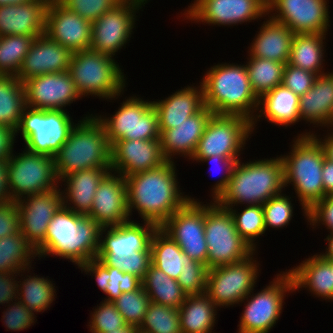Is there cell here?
I'll use <instances>...</instances> for the list:
<instances>
[{
    "label": "cell",
    "instance_id": "18",
    "mask_svg": "<svg viewBox=\"0 0 333 333\" xmlns=\"http://www.w3.org/2000/svg\"><path fill=\"white\" fill-rule=\"evenodd\" d=\"M328 4L329 0H267V14L294 33L328 34Z\"/></svg>",
    "mask_w": 333,
    "mask_h": 333
},
{
    "label": "cell",
    "instance_id": "7",
    "mask_svg": "<svg viewBox=\"0 0 333 333\" xmlns=\"http://www.w3.org/2000/svg\"><path fill=\"white\" fill-rule=\"evenodd\" d=\"M68 71L82 98L91 95L112 102L127 91L124 69L109 55L91 49L73 52Z\"/></svg>",
    "mask_w": 333,
    "mask_h": 333
},
{
    "label": "cell",
    "instance_id": "56",
    "mask_svg": "<svg viewBox=\"0 0 333 333\" xmlns=\"http://www.w3.org/2000/svg\"><path fill=\"white\" fill-rule=\"evenodd\" d=\"M20 233L19 209L16 202L8 200L0 204V239Z\"/></svg>",
    "mask_w": 333,
    "mask_h": 333
},
{
    "label": "cell",
    "instance_id": "16",
    "mask_svg": "<svg viewBox=\"0 0 333 333\" xmlns=\"http://www.w3.org/2000/svg\"><path fill=\"white\" fill-rule=\"evenodd\" d=\"M189 5L179 17L198 25L232 27L267 15V0H194Z\"/></svg>",
    "mask_w": 333,
    "mask_h": 333
},
{
    "label": "cell",
    "instance_id": "43",
    "mask_svg": "<svg viewBox=\"0 0 333 333\" xmlns=\"http://www.w3.org/2000/svg\"><path fill=\"white\" fill-rule=\"evenodd\" d=\"M228 209L233 216L235 228L241 238L252 248L253 251L258 250V244L266 229L264 224V212L262 204L247 205L241 207H224ZM239 211H238V210ZM261 236V237H260ZM258 241V242H257Z\"/></svg>",
    "mask_w": 333,
    "mask_h": 333
},
{
    "label": "cell",
    "instance_id": "8",
    "mask_svg": "<svg viewBox=\"0 0 333 333\" xmlns=\"http://www.w3.org/2000/svg\"><path fill=\"white\" fill-rule=\"evenodd\" d=\"M269 285L254 293L255 288L239 303L244 304L238 333H269L283 312L284 300L293 294V279L290 272L279 271ZM287 294V295H286Z\"/></svg>",
    "mask_w": 333,
    "mask_h": 333
},
{
    "label": "cell",
    "instance_id": "42",
    "mask_svg": "<svg viewBox=\"0 0 333 333\" xmlns=\"http://www.w3.org/2000/svg\"><path fill=\"white\" fill-rule=\"evenodd\" d=\"M245 64L252 91L258 98L282 84L284 63L252 57L248 53Z\"/></svg>",
    "mask_w": 333,
    "mask_h": 333
},
{
    "label": "cell",
    "instance_id": "40",
    "mask_svg": "<svg viewBox=\"0 0 333 333\" xmlns=\"http://www.w3.org/2000/svg\"><path fill=\"white\" fill-rule=\"evenodd\" d=\"M142 287L150 298V302L179 309L186 299L177 280L170 278L152 264L145 273Z\"/></svg>",
    "mask_w": 333,
    "mask_h": 333
},
{
    "label": "cell",
    "instance_id": "61",
    "mask_svg": "<svg viewBox=\"0 0 333 333\" xmlns=\"http://www.w3.org/2000/svg\"><path fill=\"white\" fill-rule=\"evenodd\" d=\"M6 160H0V204L9 200L7 190V167Z\"/></svg>",
    "mask_w": 333,
    "mask_h": 333
},
{
    "label": "cell",
    "instance_id": "33",
    "mask_svg": "<svg viewBox=\"0 0 333 333\" xmlns=\"http://www.w3.org/2000/svg\"><path fill=\"white\" fill-rule=\"evenodd\" d=\"M333 108V71L318 75L310 90L300 96L301 122L324 129Z\"/></svg>",
    "mask_w": 333,
    "mask_h": 333
},
{
    "label": "cell",
    "instance_id": "37",
    "mask_svg": "<svg viewBox=\"0 0 333 333\" xmlns=\"http://www.w3.org/2000/svg\"><path fill=\"white\" fill-rule=\"evenodd\" d=\"M31 269H34V267L24 268L18 273V277L22 278H18V299L25 307L38 315V313H44V311L50 309L53 301H55L54 299L57 298V287H55L54 281L36 275L30 271ZM26 273L30 275H26Z\"/></svg>",
    "mask_w": 333,
    "mask_h": 333
},
{
    "label": "cell",
    "instance_id": "27",
    "mask_svg": "<svg viewBox=\"0 0 333 333\" xmlns=\"http://www.w3.org/2000/svg\"><path fill=\"white\" fill-rule=\"evenodd\" d=\"M198 84L197 86L195 83L191 86H184V88L172 92L168 97L152 101L158 114L160 133L166 129L175 128L205 106L203 87L200 81Z\"/></svg>",
    "mask_w": 333,
    "mask_h": 333
},
{
    "label": "cell",
    "instance_id": "2",
    "mask_svg": "<svg viewBox=\"0 0 333 333\" xmlns=\"http://www.w3.org/2000/svg\"><path fill=\"white\" fill-rule=\"evenodd\" d=\"M101 227L89 216L63 205L48 224L44 242L36 249L38 260L49 256L79 266L97 257Z\"/></svg>",
    "mask_w": 333,
    "mask_h": 333
},
{
    "label": "cell",
    "instance_id": "9",
    "mask_svg": "<svg viewBox=\"0 0 333 333\" xmlns=\"http://www.w3.org/2000/svg\"><path fill=\"white\" fill-rule=\"evenodd\" d=\"M69 115L64 110L27 107L15 131V141L21 133L27 151L54 157L77 124Z\"/></svg>",
    "mask_w": 333,
    "mask_h": 333
},
{
    "label": "cell",
    "instance_id": "47",
    "mask_svg": "<svg viewBox=\"0 0 333 333\" xmlns=\"http://www.w3.org/2000/svg\"><path fill=\"white\" fill-rule=\"evenodd\" d=\"M292 201L291 195H286L283 191L262 205L266 231H270V228L275 230L287 228L294 216Z\"/></svg>",
    "mask_w": 333,
    "mask_h": 333
},
{
    "label": "cell",
    "instance_id": "28",
    "mask_svg": "<svg viewBox=\"0 0 333 333\" xmlns=\"http://www.w3.org/2000/svg\"><path fill=\"white\" fill-rule=\"evenodd\" d=\"M51 0L0 7V36L45 34L46 12Z\"/></svg>",
    "mask_w": 333,
    "mask_h": 333
},
{
    "label": "cell",
    "instance_id": "45",
    "mask_svg": "<svg viewBox=\"0 0 333 333\" xmlns=\"http://www.w3.org/2000/svg\"><path fill=\"white\" fill-rule=\"evenodd\" d=\"M138 330L145 333H181L178 309L150 302Z\"/></svg>",
    "mask_w": 333,
    "mask_h": 333
},
{
    "label": "cell",
    "instance_id": "51",
    "mask_svg": "<svg viewBox=\"0 0 333 333\" xmlns=\"http://www.w3.org/2000/svg\"><path fill=\"white\" fill-rule=\"evenodd\" d=\"M2 312V323L7 328V331H23L30 328L37 321L36 315L28 307H25L22 302L17 299L8 303Z\"/></svg>",
    "mask_w": 333,
    "mask_h": 333
},
{
    "label": "cell",
    "instance_id": "50",
    "mask_svg": "<svg viewBox=\"0 0 333 333\" xmlns=\"http://www.w3.org/2000/svg\"><path fill=\"white\" fill-rule=\"evenodd\" d=\"M183 268L177 282L187 296L206 292L208 268L205 264L191 260L183 262Z\"/></svg>",
    "mask_w": 333,
    "mask_h": 333
},
{
    "label": "cell",
    "instance_id": "63",
    "mask_svg": "<svg viewBox=\"0 0 333 333\" xmlns=\"http://www.w3.org/2000/svg\"><path fill=\"white\" fill-rule=\"evenodd\" d=\"M108 333H138V328L131 324H126L122 328H117V330L108 331Z\"/></svg>",
    "mask_w": 333,
    "mask_h": 333
},
{
    "label": "cell",
    "instance_id": "23",
    "mask_svg": "<svg viewBox=\"0 0 333 333\" xmlns=\"http://www.w3.org/2000/svg\"><path fill=\"white\" fill-rule=\"evenodd\" d=\"M165 162L160 139L118 140L111 145V171L123 177L156 169Z\"/></svg>",
    "mask_w": 333,
    "mask_h": 333
},
{
    "label": "cell",
    "instance_id": "12",
    "mask_svg": "<svg viewBox=\"0 0 333 333\" xmlns=\"http://www.w3.org/2000/svg\"><path fill=\"white\" fill-rule=\"evenodd\" d=\"M132 95L123 99L113 115L95 114L104 126L110 145L118 140L160 139L158 114L152 101Z\"/></svg>",
    "mask_w": 333,
    "mask_h": 333
},
{
    "label": "cell",
    "instance_id": "53",
    "mask_svg": "<svg viewBox=\"0 0 333 333\" xmlns=\"http://www.w3.org/2000/svg\"><path fill=\"white\" fill-rule=\"evenodd\" d=\"M190 160L193 162L196 161L195 163H197V162L198 163L202 162V163H206V164L208 163L211 166L213 165L212 167H214V168L220 167L222 176H219L221 178L217 182H215L214 185L211 186L212 188H211V193H210L211 201H216L221 196V194L226 190L229 180L232 175L234 165L240 159H229V158H225L222 156L214 155V156L207 157V158H191ZM215 171H218V170L216 169Z\"/></svg>",
    "mask_w": 333,
    "mask_h": 333
},
{
    "label": "cell",
    "instance_id": "41",
    "mask_svg": "<svg viewBox=\"0 0 333 333\" xmlns=\"http://www.w3.org/2000/svg\"><path fill=\"white\" fill-rule=\"evenodd\" d=\"M36 249L21 234L7 235L0 239V273H19L37 260Z\"/></svg>",
    "mask_w": 333,
    "mask_h": 333
},
{
    "label": "cell",
    "instance_id": "57",
    "mask_svg": "<svg viewBox=\"0 0 333 333\" xmlns=\"http://www.w3.org/2000/svg\"><path fill=\"white\" fill-rule=\"evenodd\" d=\"M18 299V273H0V305Z\"/></svg>",
    "mask_w": 333,
    "mask_h": 333
},
{
    "label": "cell",
    "instance_id": "67",
    "mask_svg": "<svg viewBox=\"0 0 333 333\" xmlns=\"http://www.w3.org/2000/svg\"><path fill=\"white\" fill-rule=\"evenodd\" d=\"M136 1H139V2L143 3L144 5L147 4L148 2H150V0H136Z\"/></svg>",
    "mask_w": 333,
    "mask_h": 333
},
{
    "label": "cell",
    "instance_id": "29",
    "mask_svg": "<svg viewBox=\"0 0 333 333\" xmlns=\"http://www.w3.org/2000/svg\"><path fill=\"white\" fill-rule=\"evenodd\" d=\"M110 171L111 168H93L64 176L59 181L63 206L87 216L92 210L94 195L99 183Z\"/></svg>",
    "mask_w": 333,
    "mask_h": 333
},
{
    "label": "cell",
    "instance_id": "34",
    "mask_svg": "<svg viewBox=\"0 0 333 333\" xmlns=\"http://www.w3.org/2000/svg\"><path fill=\"white\" fill-rule=\"evenodd\" d=\"M81 273L95 277V283L106 295L104 301L113 302L122 293L132 292L142 286V280L130 273H124L117 268L104 266L97 258L80 264Z\"/></svg>",
    "mask_w": 333,
    "mask_h": 333
},
{
    "label": "cell",
    "instance_id": "32",
    "mask_svg": "<svg viewBox=\"0 0 333 333\" xmlns=\"http://www.w3.org/2000/svg\"><path fill=\"white\" fill-rule=\"evenodd\" d=\"M299 265L290 268L294 292L307 288L309 294L333 302V271L331 265L318 253L308 256Z\"/></svg>",
    "mask_w": 333,
    "mask_h": 333
},
{
    "label": "cell",
    "instance_id": "54",
    "mask_svg": "<svg viewBox=\"0 0 333 333\" xmlns=\"http://www.w3.org/2000/svg\"><path fill=\"white\" fill-rule=\"evenodd\" d=\"M317 75L301 68L285 64L282 84L298 96L305 94L313 86Z\"/></svg>",
    "mask_w": 333,
    "mask_h": 333
},
{
    "label": "cell",
    "instance_id": "17",
    "mask_svg": "<svg viewBox=\"0 0 333 333\" xmlns=\"http://www.w3.org/2000/svg\"><path fill=\"white\" fill-rule=\"evenodd\" d=\"M205 204L189 200L160 227L191 259L207 266L208 248L205 239Z\"/></svg>",
    "mask_w": 333,
    "mask_h": 333
},
{
    "label": "cell",
    "instance_id": "55",
    "mask_svg": "<svg viewBox=\"0 0 333 333\" xmlns=\"http://www.w3.org/2000/svg\"><path fill=\"white\" fill-rule=\"evenodd\" d=\"M306 222L313 228L311 230L325 226L329 233L333 232V195L325 196L308 210Z\"/></svg>",
    "mask_w": 333,
    "mask_h": 333
},
{
    "label": "cell",
    "instance_id": "3",
    "mask_svg": "<svg viewBox=\"0 0 333 333\" xmlns=\"http://www.w3.org/2000/svg\"><path fill=\"white\" fill-rule=\"evenodd\" d=\"M204 75L200 80L204 105L214 114L240 115L250 121L255 118L259 98L252 91L245 62L218 63Z\"/></svg>",
    "mask_w": 333,
    "mask_h": 333
},
{
    "label": "cell",
    "instance_id": "19",
    "mask_svg": "<svg viewBox=\"0 0 333 333\" xmlns=\"http://www.w3.org/2000/svg\"><path fill=\"white\" fill-rule=\"evenodd\" d=\"M27 107L40 110H64L82 100L69 71L48 73L24 82Z\"/></svg>",
    "mask_w": 333,
    "mask_h": 333
},
{
    "label": "cell",
    "instance_id": "25",
    "mask_svg": "<svg viewBox=\"0 0 333 333\" xmlns=\"http://www.w3.org/2000/svg\"><path fill=\"white\" fill-rule=\"evenodd\" d=\"M71 56L67 47L41 34L32 41L16 77L24 83L32 77L68 71Z\"/></svg>",
    "mask_w": 333,
    "mask_h": 333
},
{
    "label": "cell",
    "instance_id": "48",
    "mask_svg": "<svg viewBox=\"0 0 333 333\" xmlns=\"http://www.w3.org/2000/svg\"><path fill=\"white\" fill-rule=\"evenodd\" d=\"M90 313L88 328L91 333H108V331L122 328L127 323L118 312L113 302L102 301Z\"/></svg>",
    "mask_w": 333,
    "mask_h": 333
},
{
    "label": "cell",
    "instance_id": "39",
    "mask_svg": "<svg viewBox=\"0 0 333 333\" xmlns=\"http://www.w3.org/2000/svg\"><path fill=\"white\" fill-rule=\"evenodd\" d=\"M26 108L24 83L16 76L0 75V126L15 132Z\"/></svg>",
    "mask_w": 333,
    "mask_h": 333
},
{
    "label": "cell",
    "instance_id": "36",
    "mask_svg": "<svg viewBox=\"0 0 333 333\" xmlns=\"http://www.w3.org/2000/svg\"><path fill=\"white\" fill-rule=\"evenodd\" d=\"M218 309L206 293L186 296L178 309L181 333H215Z\"/></svg>",
    "mask_w": 333,
    "mask_h": 333
},
{
    "label": "cell",
    "instance_id": "38",
    "mask_svg": "<svg viewBox=\"0 0 333 333\" xmlns=\"http://www.w3.org/2000/svg\"><path fill=\"white\" fill-rule=\"evenodd\" d=\"M151 264L170 278L177 280L183 268V262L189 257L178 244L160 227L153 232L150 240Z\"/></svg>",
    "mask_w": 333,
    "mask_h": 333
},
{
    "label": "cell",
    "instance_id": "4",
    "mask_svg": "<svg viewBox=\"0 0 333 333\" xmlns=\"http://www.w3.org/2000/svg\"><path fill=\"white\" fill-rule=\"evenodd\" d=\"M284 165L281 157L238 160L226 190L215 201L220 207H238L266 203L285 191Z\"/></svg>",
    "mask_w": 333,
    "mask_h": 333
},
{
    "label": "cell",
    "instance_id": "11",
    "mask_svg": "<svg viewBox=\"0 0 333 333\" xmlns=\"http://www.w3.org/2000/svg\"><path fill=\"white\" fill-rule=\"evenodd\" d=\"M6 160L8 198L17 202L26 196L51 191L59 186L54 158L25 148ZM16 154V155H15Z\"/></svg>",
    "mask_w": 333,
    "mask_h": 333
},
{
    "label": "cell",
    "instance_id": "46",
    "mask_svg": "<svg viewBox=\"0 0 333 333\" xmlns=\"http://www.w3.org/2000/svg\"><path fill=\"white\" fill-rule=\"evenodd\" d=\"M113 303L127 324L139 328L150 304V298L141 286L135 291L122 293Z\"/></svg>",
    "mask_w": 333,
    "mask_h": 333
},
{
    "label": "cell",
    "instance_id": "66",
    "mask_svg": "<svg viewBox=\"0 0 333 333\" xmlns=\"http://www.w3.org/2000/svg\"><path fill=\"white\" fill-rule=\"evenodd\" d=\"M330 265H331V270L333 271V259H325Z\"/></svg>",
    "mask_w": 333,
    "mask_h": 333
},
{
    "label": "cell",
    "instance_id": "49",
    "mask_svg": "<svg viewBox=\"0 0 333 333\" xmlns=\"http://www.w3.org/2000/svg\"><path fill=\"white\" fill-rule=\"evenodd\" d=\"M96 258L104 266L117 268L124 273H130L143 280L145 273L151 265V250L134 252L128 257L97 256Z\"/></svg>",
    "mask_w": 333,
    "mask_h": 333
},
{
    "label": "cell",
    "instance_id": "5",
    "mask_svg": "<svg viewBox=\"0 0 333 333\" xmlns=\"http://www.w3.org/2000/svg\"><path fill=\"white\" fill-rule=\"evenodd\" d=\"M290 151L281 154L284 165V184L292 186L305 221L308 210L323 199L322 167L325 158L323 147L313 136H294Z\"/></svg>",
    "mask_w": 333,
    "mask_h": 333
},
{
    "label": "cell",
    "instance_id": "14",
    "mask_svg": "<svg viewBox=\"0 0 333 333\" xmlns=\"http://www.w3.org/2000/svg\"><path fill=\"white\" fill-rule=\"evenodd\" d=\"M252 134V121L247 117L213 114L192 158L218 155L229 159H240Z\"/></svg>",
    "mask_w": 333,
    "mask_h": 333
},
{
    "label": "cell",
    "instance_id": "26",
    "mask_svg": "<svg viewBox=\"0 0 333 333\" xmlns=\"http://www.w3.org/2000/svg\"><path fill=\"white\" fill-rule=\"evenodd\" d=\"M213 114L207 106H204L198 113L185 119L175 128L162 131L160 145L165 160L174 162L175 158L184 157L190 161Z\"/></svg>",
    "mask_w": 333,
    "mask_h": 333
},
{
    "label": "cell",
    "instance_id": "65",
    "mask_svg": "<svg viewBox=\"0 0 333 333\" xmlns=\"http://www.w3.org/2000/svg\"><path fill=\"white\" fill-rule=\"evenodd\" d=\"M324 128H327V130H329V131H333V108H332V112H331L329 119Z\"/></svg>",
    "mask_w": 333,
    "mask_h": 333
},
{
    "label": "cell",
    "instance_id": "1",
    "mask_svg": "<svg viewBox=\"0 0 333 333\" xmlns=\"http://www.w3.org/2000/svg\"><path fill=\"white\" fill-rule=\"evenodd\" d=\"M175 165L173 161H166L156 169L124 177L130 218L136 211L142 221L161 227L189 200L198 201L191 195H185L180 188Z\"/></svg>",
    "mask_w": 333,
    "mask_h": 333
},
{
    "label": "cell",
    "instance_id": "58",
    "mask_svg": "<svg viewBox=\"0 0 333 333\" xmlns=\"http://www.w3.org/2000/svg\"><path fill=\"white\" fill-rule=\"evenodd\" d=\"M15 142V132L11 129L0 126V160H7L13 149Z\"/></svg>",
    "mask_w": 333,
    "mask_h": 333
},
{
    "label": "cell",
    "instance_id": "35",
    "mask_svg": "<svg viewBox=\"0 0 333 333\" xmlns=\"http://www.w3.org/2000/svg\"><path fill=\"white\" fill-rule=\"evenodd\" d=\"M326 35L328 34L295 33L288 63L317 76L328 73L329 71L324 72Z\"/></svg>",
    "mask_w": 333,
    "mask_h": 333
},
{
    "label": "cell",
    "instance_id": "64",
    "mask_svg": "<svg viewBox=\"0 0 333 333\" xmlns=\"http://www.w3.org/2000/svg\"><path fill=\"white\" fill-rule=\"evenodd\" d=\"M40 0H0V7L1 6H7V5H18L22 3H28V2H37Z\"/></svg>",
    "mask_w": 333,
    "mask_h": 333
},
{
    "label": "cell",
    "instance_id": "60",
    "mask_svg": "<svg viewBox=\"0 0 333 333\" xmlns=\"http://www.w3.org/2000/svg\"><path fill=\"white\" fill-rule=\"evenodd\" d=\"M322 182L324 194L333 195V162L326 157L324 158L322 167Z\"/></svg>",
    "mask_w": 333,
    "mask_h": 333
},
{
    "label": "cell",
    "instance_id": "52",
    "mask_svg": "<svg viewBox=\"0 0 333 333\" xmlns=\"http://www.w3.org/2000/svg\"><path fill=\"white\" fill-rule=\"evenodd\" d=\"M68 10L77 13L88 21H95L112 10L122 0H58Z\"/></svg>",
    "mask_w": 333,
    "mask_h": 333
},
{
    "label": "cell",
    "instance_id": "15",
    "mask_svg": "<svg viewBox=\"0 0 333 333\" xmlns=\"http://www.w3.org/2000/svg\"><path fill=\"white\" fill-rule=\"evenodd\" d=\"M143 7L145 5L139 1L122 0L93 21L90 49L111 57L118 55L130 42L136 21H139L136 14Z\"/></svg>",
    "mask_w": 333,
    "mask_h": 333
},
{
    "label": "cell",
    "instance_id": "21",
    "mask_svg": "<svg viewBox=\"0 0 333 333\" xmlns=\"http://www.w3.org/2000/svg\"><path fill=\"white\" fill-rule=\"evenodd\" d=\"M92 22L68 10L58 0L49 2L45 34L72 53L90 49Z\"/></svg>",
    "mask_w": 333,
    "mask_h": 333
},
{
    "label": "cell",
    "instance_id": "62",
    "mask_svg": "<svg viewBox=\"0 0 333 333\" xmlns=\"http://www.w3.org/2000/svg\"><path fill=\"white\" fill-rule=\"evenodd\" d=\"M324 241H327L325 251L318 252V254L324 259H333V232L328 233Z\"/></svg>",
    "mask_w": 333,
    "mask_h": 333
},
{
    "label": "cell",
    "instance_id": "22",
    "mask_svg": "<svg viewBox=\"0 0 333 333\" xmlns=\"http://www.w3.org/2000/svg\"><path fill=\"white\" fill-rule=\"evenodd\" d=\"M101 228L113 227L131 220L124 177L110 171L99 183L92 210L87 215Z\"/></svg>",
    "mask_w": 333,
    "mask_h": 333
},
{
    "label": "cell",
    "instance_id": "13",
    "mask_svg": "<svg viewBox=\"0 0 333 333\" xmlns=\"http://www.w3.org/2000/svg\"><path fill=\"white\" fill-rule=\"evenodd\" d=\"M257 253L254 251L240 262L208 269L205 293L218 308L239 305L257 287L261 273Z\"/></svg>",
    "mask_w": 333,
    "mask_h": 333
},
{
    "label": "cell",
    "instance_id": "59",
    "mask_svg": "<svg viewBox=\"0 0 333 333\" xmlns=\"http://www.w3.org/2000/svg\"><path fill=\"white\" fill-rule=\"evenodd\" d=\"M305 131L301 132L300 134L298 133L297 136L313 135L318 140V142L321 144V146L323 147L325 157L333 162V131L329 132V130L326 131V129L322 130L327 133H323L324 137L321 136V138H320V135H321L320 133H319V135H317L318 129H317V133H315L316 131H314V130L312 131L311 128H310L309 132L306 129H305ZM322 137H323V139H322Z\"/></svg>",
    "mask_w": 333,
    "mask_h": 333
},
{
    "label": "cell",
    "instance_id": "10",
    "mask_svg": "<svg viewBox=\"0 0 333 333\" xmlns=\"http://www.w3.org/2000/svg\"><path fill=\"white\" fill-rule=\"evenodd\" d=\"M207 268L240 262L254 251L238 234L232 214L215 201L205 204Z\"/></svg>",
    "mask_w": 333,
    "mask_h": 333
},
{
    "label": "cell",
    "instance_id": "20",
    "mask_svg": "<svg viewBox=\"0 0 333 333\" xmlns=\"http://www.w3.org/2000/svg\"><path fill=\"white\" fill-rule=\"evenodd\" d=\"M20 233L37 249L45 240L48 224L63 205L61 187L33 194L16 202Z\"/></svg>",
    "mask_w": 333,
    "mask_h": 333
},
{
    "label": "cell",
    "instance_id": "31",
    "mask_svg": "<svg viewBox=\"0 0 333 333\" xmlns=\"http://www.w3.org/2000/svg\"><path fill=\"white\" fill-rule=\"evenodd\" d=\"M254 39L248 46L252 57L288 63L295 33L285 24L273 20L268 14Z\"/></svg>",
    "mask_w": 333,
    "mask_h": 333
},
{
    "label": "cell",
    "instance_id": "6",
    "mask_svg": "<svg viewBox=\"0 0 333 333\" xmlns=\"http://www.w3.org/2000/svg\"><path fill=\"white\" fill-rule=\"evenodd\" d=\"M53 158L58 181L76 171L111 168V145L102 123L93 113L85 114Z\"/></svg>",
    "mask_w": 333,
    "mask_h": 333
},
{
    "label": "cell",
    "instance_id": "44",
    "mask_svg": "<svg viewBox=\"0 0 333 333\" xmlns=\"http://www.w3.org/2000/svg\"><path fill=\"white\" fill-rule=\"evenodd\" d=\"M39 36H0V75L17 76L32 41Z\"/></svg>",
    "mask_w": 333,
    "mask_h": 333
},
{
    "label": "cell",
    "instance_id": "30",
    "mask_svg": "<svg viewBox=\"0 0 333 333\" xmlns=\"http://www.w3.org/2000/svg\"><path fill=\"white\" fill-rule=\"evenodd\" d=\"M299 101L300 96L293 93L283 84L264 93L259 98L258 110L255 118L252 120L253 134L262 118H265V121L267 120V122L273 125L284 126L286 129L300 122Z\"/></svg>",
    "mask_w": 333,
    "mask_h": 333
},
{
    "label": "cell",
    "instance_id": "24",
    "mask_svg": "<svg viewBox=\"0 0 333 333\" xmlns=\"http://www.w3.org/2000/svg\"><path fill=\"white\" fill-rule=\"evenodd\" d=\"M141 222L131 219L118 226L102 228L97 256L119 258L141 250H151L150 240L157 226L151 222Z\"/></svg>",
    "mask_w": 333,
    "mask_h": 333
}]
</instances>
